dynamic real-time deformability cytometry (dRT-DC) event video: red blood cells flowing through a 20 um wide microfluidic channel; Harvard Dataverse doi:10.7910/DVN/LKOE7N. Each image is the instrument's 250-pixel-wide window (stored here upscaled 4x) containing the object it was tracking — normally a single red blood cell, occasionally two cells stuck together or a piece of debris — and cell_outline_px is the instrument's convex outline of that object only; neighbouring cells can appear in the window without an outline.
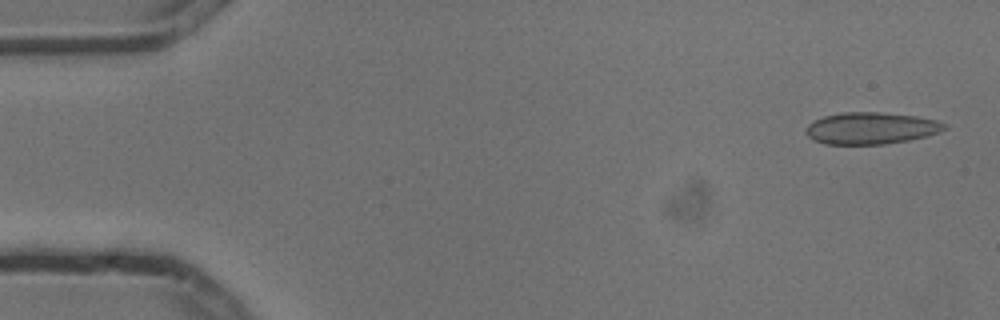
{"species": "common noctule bat (a hibernating species)", "species_latin": "Nyctalus noctula", "temperature_condition": "cold", "stored_images_in_passage": 8, "camera_frame_rate_fps": 3000, "um_per_image_px": 0.085, "animal": {"sex": "male", "body_mass_g": 13.3}, "frame": {"image": 1, "passage_image": 1, "time_ms": 0.0, "image_size_px": [1000, 320], "cell_outline_px": [[948, 128], [940, 132], [908, 140], [884, 144], [824, 144], [808, 136], [804, 132], [808, 124], [812, 120], [824, 116], [844, 112], [880, 112], [916, 116], [936, 120], [948, 124]], "centroid_in_image_um": [74.03, 10.89], "position_along_channel_um": 11.0, "area_um2": 25.72}}
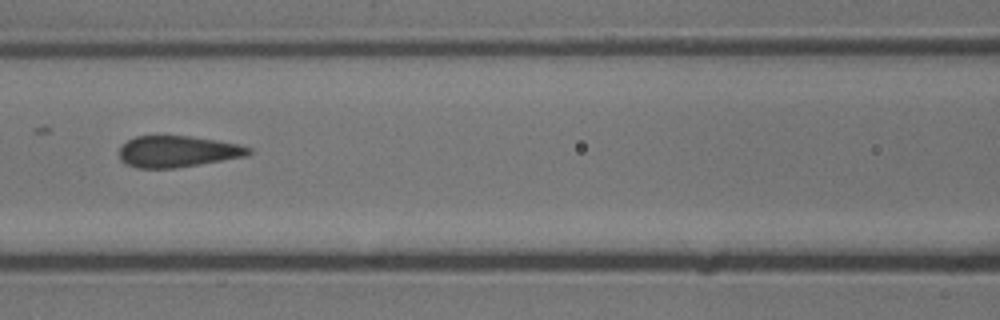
{"frame": {"image": 2, "passage_image": 7, "time_ms": 2.0, "image_size_px": [1000, 320], "cell_outline_px": [[252, 152], [248, 156], [176, 168], [136, 168], [124, 164], [120, 160], [120, 148], [128, 140], [136, 136], [192, 136], [240, 144], [252, 148]], "centroid_in_image_um": [15.12, 12.88], "position_along_channel_um": 151.5, "area_um2": 23.81}}
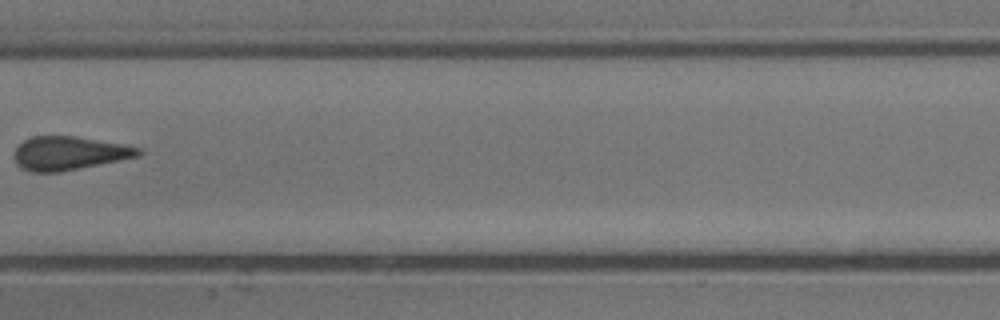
{"frame": {"image": 3, "passage_image": 8, "time_ms": 2.333, "image_size_px": [1000, 320], "cell_outline_px": [[144, 152], [140, 156], [60, 172], [32, 172], [20, 168], [16, 164], [12, 156], [16, 148], [24, 140], [32, 136], [72, 136], [124, 144], [144, 148]], "centroid_in_image_um": [5.88, 13.03], "position_along_channel_um": 201.5, "area_um2": 24.51}}